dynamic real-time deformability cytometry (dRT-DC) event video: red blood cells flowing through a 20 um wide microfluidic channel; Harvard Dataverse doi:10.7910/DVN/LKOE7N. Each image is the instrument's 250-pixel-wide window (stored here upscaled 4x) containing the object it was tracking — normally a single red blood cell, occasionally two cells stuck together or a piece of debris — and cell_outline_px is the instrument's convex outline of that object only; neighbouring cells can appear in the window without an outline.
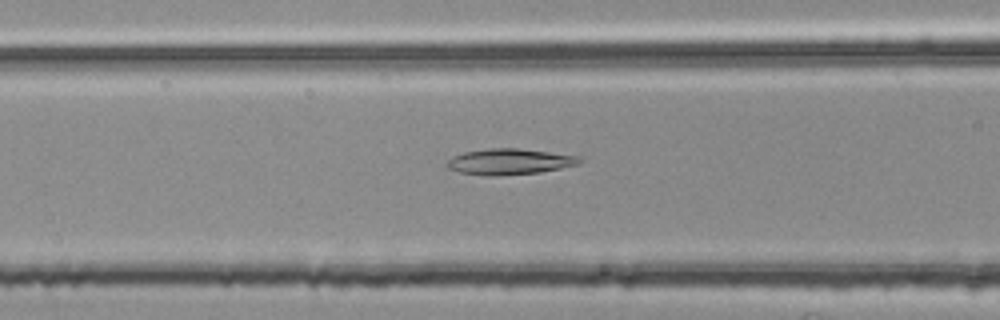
{"species": "common noctule bat (a hibernating species)", "species_latin": "Nyctalus noctula", "temperature_condition": "room temperature", "stored_images_in_passage": 30, "camera_frame_rate_fps": 3000, "um_per_image_px": 0.085, "animal": {"sex": "female", "body_mass_g": 25.1}, "frame": {"image": 1, "passage_image": 11, "time_ms": 3.333, "image_size_px": [1000, 320], "cell_outline_px": [[584, 160], [580, 164], [540, 172], [496, 176], [488, 176], [460, 172], [448, 168], [444, 164], [452, 156], [464, 152], [488, 148], [516, 148], [580, 156]], "centroid_in_image_um": [43.3, 13.74], "position_along_channel_um": 123.3, "area_um2": 20.06}}
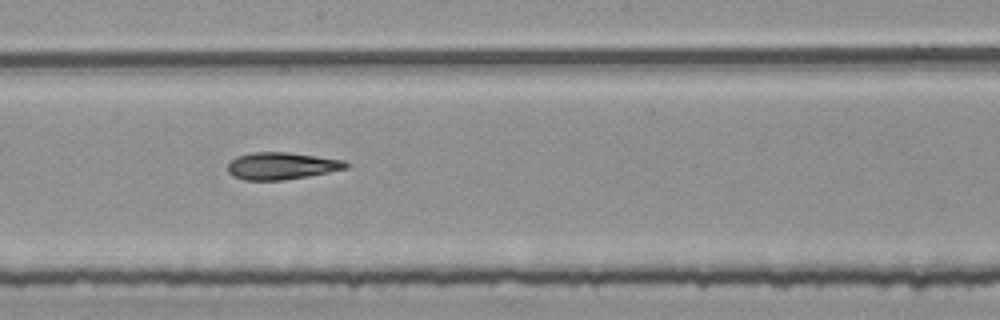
{"frame": {"image": 2, "passage_image": 19, "time_ms": 6.0, "image_size_px": [1000, 320], "cell_outline_px": [[348, 168], [308, 176], [284, 180], [244, 180], [232, 176], [228, 172], [228, 164], [236, 156], [252, 152], [288, 152], [344, 160], [348, 164]], "centroid_in_image_um": [23.91, 14.1], "position_along_channel_um": 224.3, "area_um2": 18.67}}
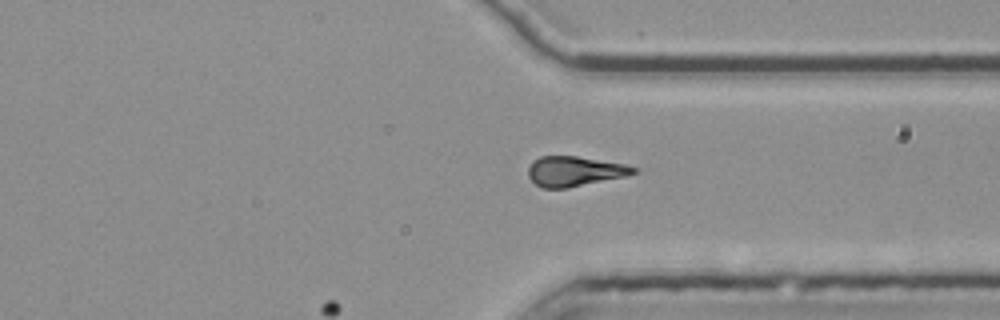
{"frame": {"image": 3, "passage_image": 30, "time_ms": 9.667, "image_size_px": [1000, 320], "cell_outline_px": [[636, 172], [624, 176], [568, 188], [540, 188], [528, 176], [528, 168], [532, 160], [540, 156], [576, 156], [624, 164], [636, 168]], "centroid_in_image_um": [48.77, 14.56], "position_along_channel_um": 362.6, "area_um2": 18.21}, "authors_computed_cell_mechanics": {"area_um2": 18.7272, "velocity_mm_per_s": 3.7836, "shape_relaxation_time_tau1_ms": 10.6257, "shape_relaxation_time_tau2_ms": null, "deformation_change_tau1": 0.2261, "deformation_change_tau2": null}}